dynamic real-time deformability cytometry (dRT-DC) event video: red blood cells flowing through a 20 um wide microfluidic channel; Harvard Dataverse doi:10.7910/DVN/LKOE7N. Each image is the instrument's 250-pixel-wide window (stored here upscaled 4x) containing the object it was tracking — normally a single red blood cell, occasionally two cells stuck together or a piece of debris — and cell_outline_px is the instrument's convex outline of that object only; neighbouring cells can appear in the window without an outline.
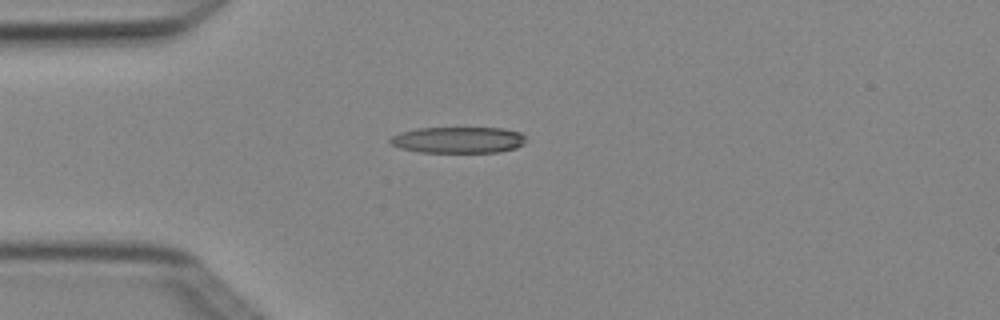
{"species": "Egyptian fruit bat (a non-hibernating species)", "species_latin": "Rousettus aegyptiacus", "temperature_condition": "cold", "stored_images_in_passage": 5, "camera_frame_rate_fps": 3000, "um_per_image_px": 0.085, "animal": {"sex": "female"}, "frame": {"image": 1, "passage_image": 4, "time_ms": 1.0, "image_size_px": [1000, 320], "cell_outline_px": [[524, 144], [516, 148], [500, 152], [420, 152], [400, 148], [388, 144], [388, 140], [392, 136], [400, 132], [416, 128], [504, 128], [520, 132], [524, 136]], "centroid_in_image_um": [38.92, 11.89], "position_along_channel_um": 46.1, "area_um2": 20.92}}